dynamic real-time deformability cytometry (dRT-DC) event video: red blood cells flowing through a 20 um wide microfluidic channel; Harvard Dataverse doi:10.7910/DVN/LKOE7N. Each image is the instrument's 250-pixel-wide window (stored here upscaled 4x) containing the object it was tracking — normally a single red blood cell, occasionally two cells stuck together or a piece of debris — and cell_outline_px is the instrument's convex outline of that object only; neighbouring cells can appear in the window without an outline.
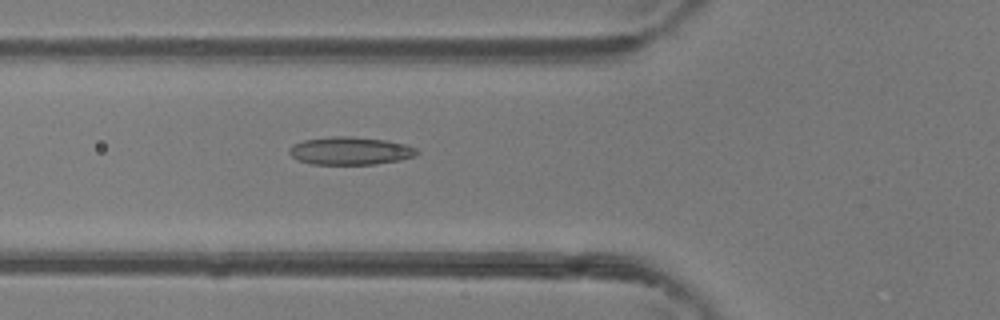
{"species": "common noctule bat (a hibernating species)", "species_latin": "Nyctalus noctula", "temperature_condition": "room temperature", "stored_images_in_passage": 46, "camera_frame_rate_fps": 3000, "um_per_image_px": 0.085, "animal": {"sex": "female"}, "frame": {"image": 1, "passage_image": 16, "time_ms": 5.0, "image_size_px": [1000, 320], "cell_outline_px": [[420, 152], [416, 156], [400, 160], [376, 164], [312, 164], [300, 160], [292, 156], [288, 152], [288, 148], [292, 144], [304, 140], [332, 136], [352, 136], [388, 140], [404, 144], [416, 148]], "centroid_in_image_um": [29.79, 12.81], "position_along_channel_um": 96.0, "area_um2": 20.87}}
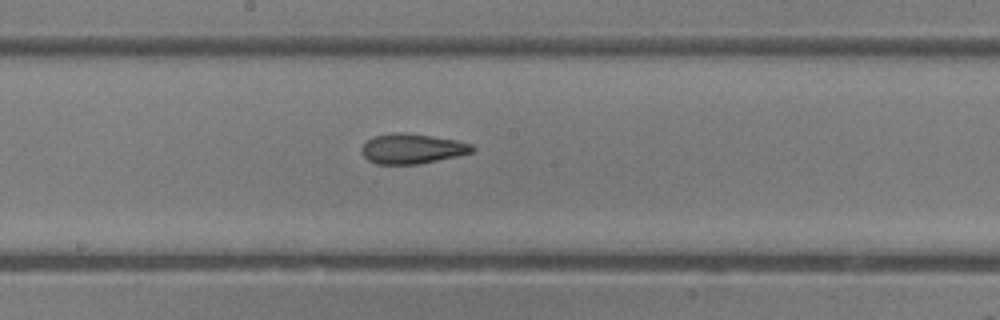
{"frame": {"image": 2, "passage_image": 24, "time_ms": 7.667, "image_size_px": [1000, 320], "cell_outline_px": [[476, 148], [472, 152], [456, 156], [420, 164], [376, 164], [368, 160], [360, 152], [360, 148], [372, 136], [392, 132], [404, 132], [432, 136], [456, 140], [472, 144]], "centroid_in_image_um": [35.0, 12.63], "position_along_channel_um": 213.2, "area_um2": 19.48}}
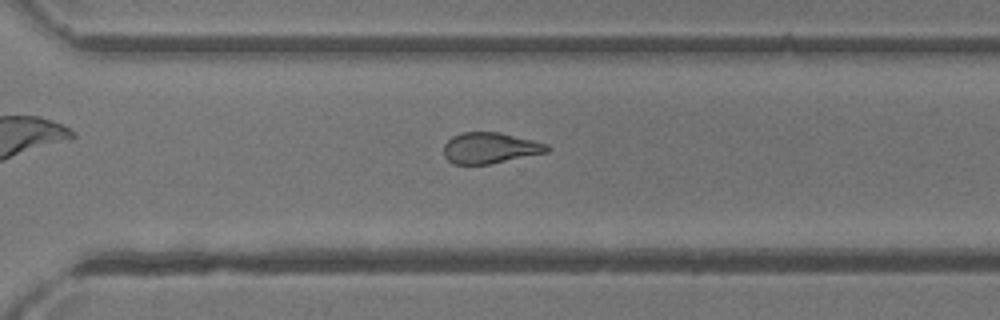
{"frame": {"image": 3, "passage_image": 32, "time_ms": 10.333, "image_size_px": [1000, 320], "cell_outline_px": [[548, 152], [488, 164], [452, 164], [444, 156], [444, 144], [452, 136], [464, 132], [500, 132], [548, 144]], "centroid_in_image_um": [41.62, 12.57], "position_along_channel_um": 329.0, "area_um2": 18.5}, "authors_computed_cell_mechanics": {"area_um2": 20.23, "velocity_mm_per_s": 4.3622, "shape_relaxation_time_tau1_ms": 10.4853, "shape_relaxation_time_tau2_ms": 2.3577, "deformation_change_tau1": 0.2409, "deformation_change_tau2": 0.1052}}